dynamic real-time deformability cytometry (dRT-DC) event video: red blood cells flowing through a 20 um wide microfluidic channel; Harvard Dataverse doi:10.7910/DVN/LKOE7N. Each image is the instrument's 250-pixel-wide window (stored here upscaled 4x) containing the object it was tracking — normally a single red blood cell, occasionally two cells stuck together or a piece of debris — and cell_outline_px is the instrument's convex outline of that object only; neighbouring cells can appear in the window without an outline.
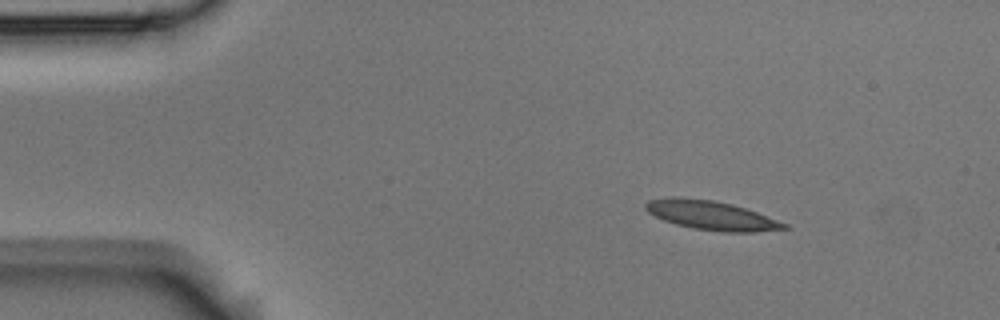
{"species": "Egyptian fruit bat (a non-hibernating species)", "species_latin": "Rousettus aegyptiacus", "temperature_condition": "room temperature", "stored_images_in_passage": 4, "camera_frame_rate_fps": 3000, "um_per_image_px": 0.085, "animal": {"sex": "male"}, "frame": {"image": 1, "passage_image": 1, "time_ms": 0.0, "image_size_px": [1000, 320], "cell_outline_px": [[788, 228], [752, 232], [720, 232], [692, 228], [676, 224], [664, 220], [648, 212], [644, 208], [644, 204], [648, 200], [672, 196], [676, 196], [712, 200], [732, 204], [756, 212], [788, 224]], "centroid_in_image_um": [60.41, 18.3], "position_along_channel_um": 24.6, "area_um2": 23.41}}
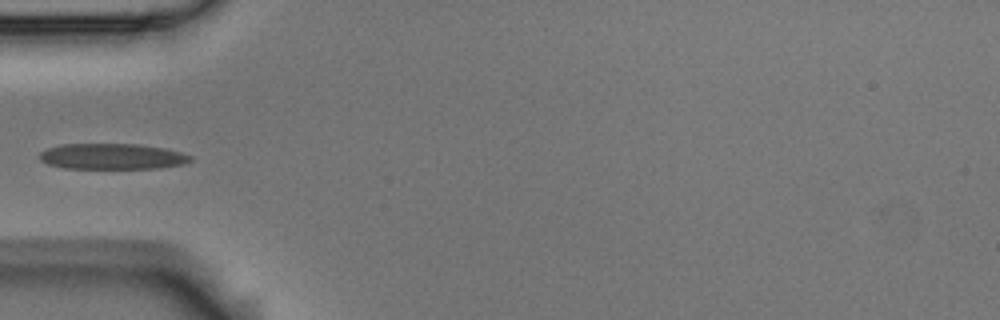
{"frame": {"image": 2, "passage_image": 4, "time_ms": 1.0, "image_size_px": [1000, 320], "cell_outline_px": [[192, 160], [184, 164], [160, 168], [64, 168], [48, 164], [40, 160], [40, 152], [48, 148], [60, 144], [140, 144], [164, 148], [180, 152], [192, 156]], "centroid_in_image_um": [9.54, 13.29], "position_along_channel_um": 75.5, "area_um2": 22.66}}